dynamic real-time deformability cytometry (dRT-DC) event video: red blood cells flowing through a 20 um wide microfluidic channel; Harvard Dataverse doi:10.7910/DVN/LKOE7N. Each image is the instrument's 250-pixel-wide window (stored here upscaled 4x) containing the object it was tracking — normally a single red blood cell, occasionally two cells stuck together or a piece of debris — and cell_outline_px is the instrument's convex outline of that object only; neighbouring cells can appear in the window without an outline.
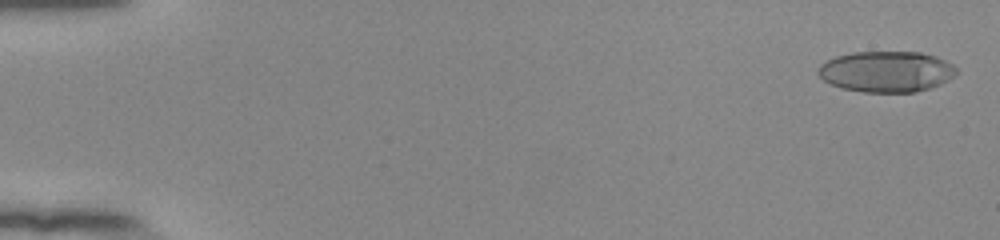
{"species": "human", "species_latin": "Homo sapiens", "temperature_condition": "room temperature", "stored_images_in_passage": 54, "camera_frame_rate_fps": 3000, "um_per_image_px": 0.085, "donor": {"sex": "female"}, "frame": {"image": 1, "passage_image": 2, "time_ms": 0.333, "image_size_px": [1000, 240], "cell_outline_px": [[956, 76], [932, 88], [916, 92], [864, 92], [840, 88], [824, 80], [816, 72], [820, 64], [836, 56], [852, 52], [920, 52], [936, 56], [952, 64], [956, 68]], "centroid_in_image_um": [75.35, 6.09], "position_along_channel_um": 9.7, "area_um2": 33.12}}
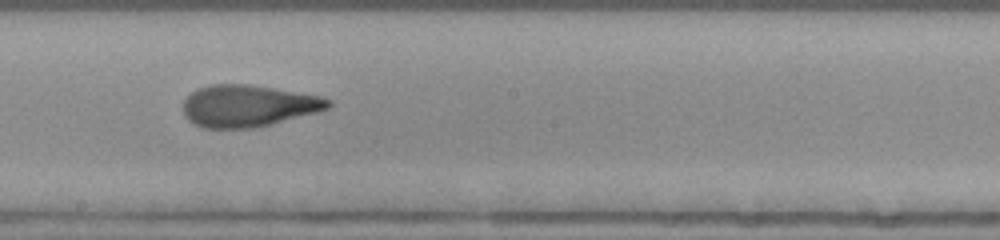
{"frame": {"image": 2, "passage_image": 32, "time_ms": 10.333, "image_size_px": [1000, 240], "cell_outline_px": [[332, 104], [328, 108], [316, 112], [256, 128], [204, 128], [192, 124], [184, 116], [184, 100], [196, 88], [212, 84], [244, 84], [272, 88], [320, 96], [332, 100]], "centroid_in_image_um": [21.06, 9.0], "position_along_channel_um": 227.1, "area_um2": 35.26}}
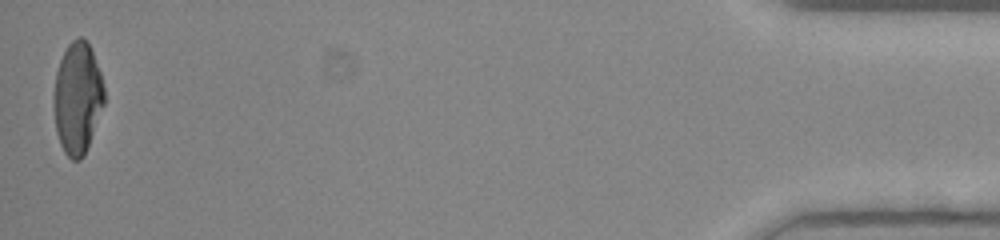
{"frame": {"image": 3, "passage_image": 54, "time_ms": 17.667, "image_size_px": [1000, 240], "cell_outline_px": [[104, 104], [84, 156], [80, 160], [72, 160], [64, 152], [60, 144], [56, 132], [52, 104], [52, 96], [56, 72], [60, 60], [68, 44], [72, 40], [80, 36], [88, 44], [92, 52], [100, 72], [104, 88]], "centroid_in_image_um": [6.55, 8.36], "position_along_channel_um": 428.6, "area_um2": 32.95}, "authors_computed_cell_mechanics": {"area_um2": 34.2465, "velocity_mm_per_s": 3.9143, "shape_relaxation_time_tau1_ms": 5.34, "shape_relaxation_time_tau2_ms": 1.5461, "deformation_change_tau1": 0.2181, "deformation_change_tau2": 0.1017}}